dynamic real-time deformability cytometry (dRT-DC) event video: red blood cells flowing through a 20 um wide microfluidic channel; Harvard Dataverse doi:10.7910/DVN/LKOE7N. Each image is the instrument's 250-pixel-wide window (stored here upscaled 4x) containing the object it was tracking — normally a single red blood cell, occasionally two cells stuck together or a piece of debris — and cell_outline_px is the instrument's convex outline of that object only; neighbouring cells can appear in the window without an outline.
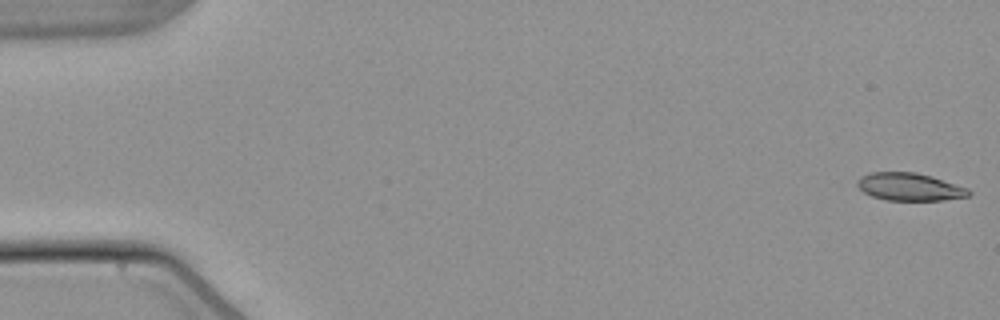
{"species": "common noctule bat (a hibernating species)", "species_latin": "Nyctalus noctula", "temperature_condition": "warm", "stored_images_in_passage": 54, "camera_frame_rate_fps": 3000, "um_per_image_px": 0.085, "animal": {"sex": "male", "body_mass_g": 21.5, "forearm_length_mm": 52.0}, "frame": {"image": 1, "passage_image": 1, "time_ms": 0.0, "image_size_px": [1000, 320], "cell_outline_px": [[972, 192], [968, 196], [944, 200], [884, 200], [872, 196], [864, 192], [856, 184], [856, 180], [860, 176], [872, 172], [916, 172], [932, 176], [968, 188]], "centroid_in_image_um": [77.3, 15.88], "position_along_channel_um": 7.7, "area_um2": 18.03}}
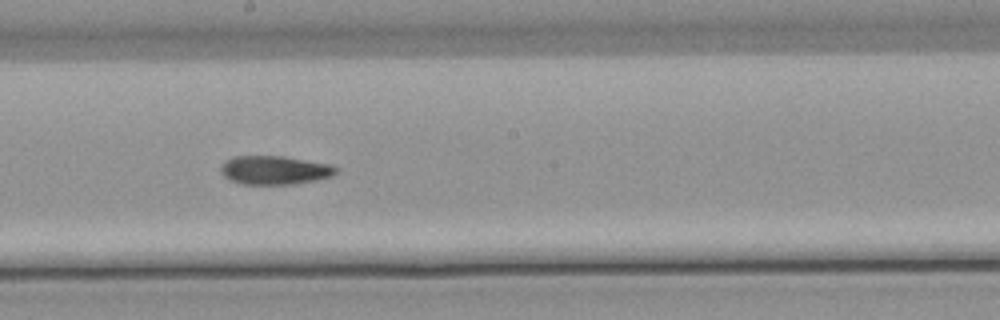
{"frame": {"image": 2, "passage_image": 30, "time_ms": 9.667, "image_size_px": [1000, 320], "cell_outline_px": [[336, 172], [332, 176], [316, 180], [292, 184], [244, 184], [232, 180], [224, 176], [220, 172], [220, 168], [224, 160], [232, 156], [284, 156], [332, 164], [336, 168]], "centroid_in_image_um": [23.33, 14.45], "position_along_channel_um": 224.9, "area_um2": 19.31}}
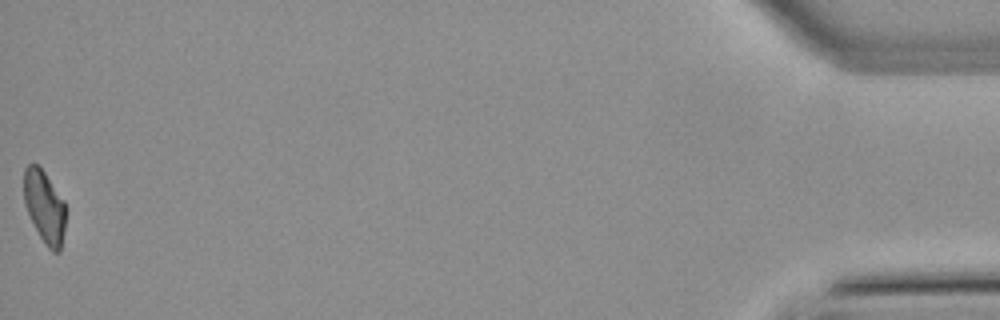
{"frame": {"image": 3, "passage_image": 54, "time_ms": 17.667, "image_size_px": [1000, 320], "cell_outline_px": [[64, 228], [60, 252], [52, 252], [48, 248], [40, 236], [24, 204], [24, 168], [28, 164], [36, 164], [44, 172], [64, 200]], "centroid_in_image_um": [3.77, 17.56], "position_along_channel_um": 431.4, "area_um2": 17.28}, "authors_computed_cell_mechanics": {"area_um2": 19.074, "velocity_mm_per_s": 3.8392, "shape_relaxation_time_tau1_ms": null, "shape_relaxation_time_tau2_ms": 5.0027, "deformation_change_tau1": null, "deformation_change_tau2": 0.1133}}